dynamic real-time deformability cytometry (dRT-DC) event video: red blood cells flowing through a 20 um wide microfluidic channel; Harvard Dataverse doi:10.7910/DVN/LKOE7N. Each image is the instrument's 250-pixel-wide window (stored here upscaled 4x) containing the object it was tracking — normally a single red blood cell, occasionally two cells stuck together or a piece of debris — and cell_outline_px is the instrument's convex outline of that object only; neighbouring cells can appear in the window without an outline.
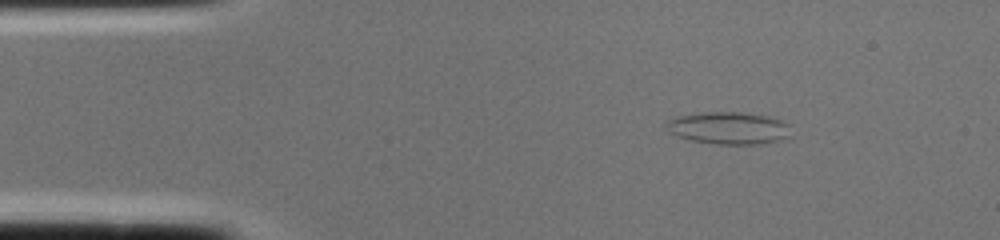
{"species": "common noctule bat (a hibernating species)", "species_latin": "Nyctalus noctula", "temperature_condition": "cold", "stored_images_in_passage": 2, "camera_frame_rate_fps": 3000, "um_per_image_px": 0.085, "animal": {"sex": "female", "body_mass_g": 22.0, "forearm_length_mm": 56.7}, "frame": {"image": 1, "passage_image": 2, "time_ms": 0.333, "image_size_px": [1000, 240], "cell_outline_px": [[788, 136], [776, 140], [760, 144], [716, 144], [692, 140], [676, 136], [668, 132], [664, 128], [664, 120], [676, 116], [704, 112], [740, 112], [764, 116], [780, 120], [788, 124]], "centroid_in_image_um": [61.8, 10.88], "position_along_channel_um": 23.2, "area_um2": 23.35}}